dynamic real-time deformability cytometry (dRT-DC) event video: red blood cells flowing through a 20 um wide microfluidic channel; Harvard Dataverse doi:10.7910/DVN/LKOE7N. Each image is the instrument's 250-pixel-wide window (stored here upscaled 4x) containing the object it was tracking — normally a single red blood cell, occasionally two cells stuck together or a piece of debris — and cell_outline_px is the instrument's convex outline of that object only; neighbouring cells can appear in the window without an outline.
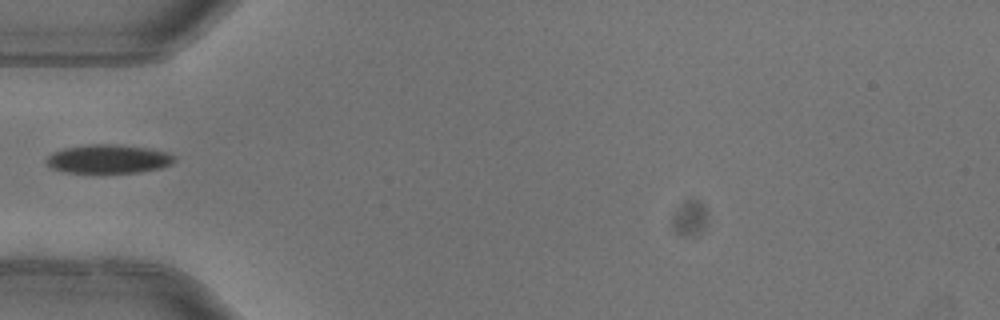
{"species": "common noctule bat (a hibernating species)", "species_latin": "Nyctalus noctula", "temperature_condition": "warm", "stored_images_in_passage": 1, "camera_frame_rate_fps": 3000, "um_per_image_px": 0.085, "animal": {"sex": "female"}, "frame": {"image": 1, "passage_image": 1, "time_ms": 0.0, "image_size_px": [1000, 320], "cell_outline_px": [[176, 156], [172, 164], [160, 168], [136, 172], [68, 172], [52, 168], [44, 160], [52, 152], [64, 148], [88, 144], [116, 144], [148, 148], [168, 152]], "centroid_in_image_um": [9.22, 13.49], "position_along_channel_um": 75.8, "area_um2": 21.33}}